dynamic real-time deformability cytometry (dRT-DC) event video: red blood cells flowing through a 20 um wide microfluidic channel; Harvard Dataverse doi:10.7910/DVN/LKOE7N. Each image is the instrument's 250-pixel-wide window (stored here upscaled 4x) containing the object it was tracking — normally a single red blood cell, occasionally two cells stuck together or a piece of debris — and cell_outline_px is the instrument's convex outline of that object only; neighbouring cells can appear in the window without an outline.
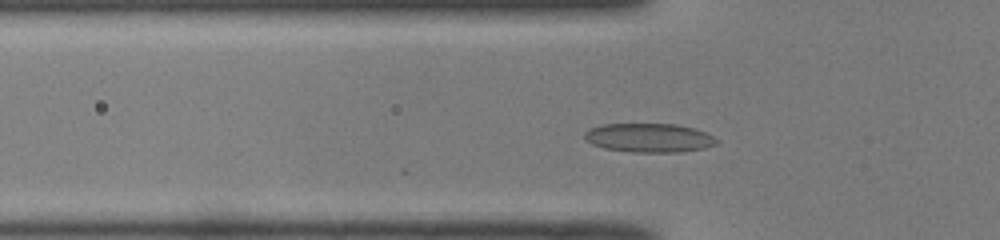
{"species": "common noctule bat (a hibernating species)", "species_latin": "Nyctalus noctula", "temperature_condition": "room temperature", "stored_images_in_passage": 44, "camera_frame_rate_fps": 3000, "um_per_image_px": 0.085, "animal": {"sex": "male", "body_mass_g": 19.0, "forearm_length_mm": 50.8}, "frame": {"image": 1, "passage_image": 10, "time_ms": 3.0, "image_size_px": [1000, 240], "cell_outline_px": [[720, 140], [716, 144], [704, 148], [680, 152], [632, 152], [604, 148], [592, 144], [584, 136], [584, 132], [588, 128], [600, 124], [676, 124], [692, 128], [704, 132]], "centroid_in_image_um": [55.15, 11.71], "position_along_channel_um": 70.7, "area_um2": 22.25}}
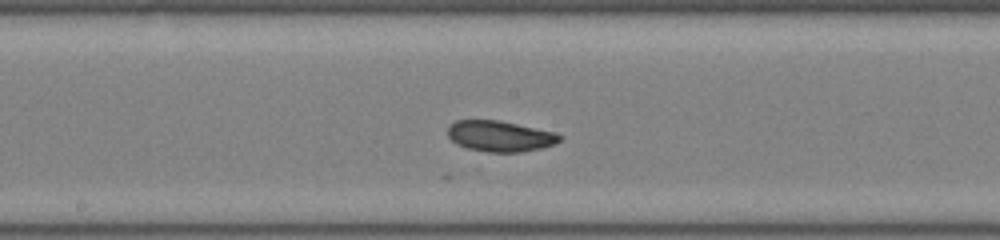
{"frame": {"image": 2, "passage_image": 20, "time_ms": 6.333, "image_size_px": [1000, 240], "cell_outline_px": [[560, 140], [556, 144], [540, 148], [520, 152], [476, 152], [456, 144], [448, 136], [448, 128], [456, 120], [500, 120], [556, 132], [560, 136]], "centroid_in_image_um": [42.48, 11.58], "position_along_channel_um": 205.7, "area_um2": 20.29}}
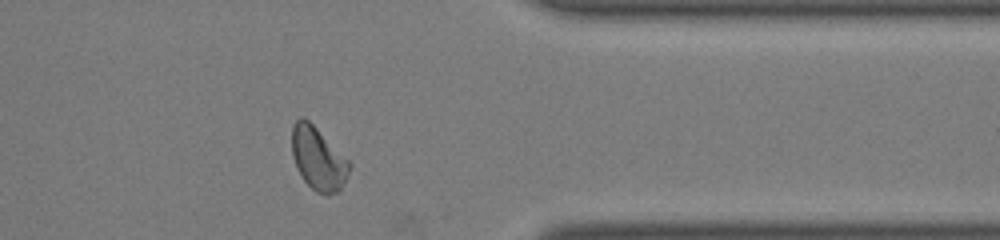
{"frame": {"image": 3, "passage_image": 34, "time_ms": 11.0, "image_size_px": [1000, 240], "cell_outline_px": [[352, 164], [344, 184], [336, 192], [328, 196], [316, 192], [304, 180], [296, 168], [292, 156], [292, 124], [300, 116], [304, 116]], "centroid_in_image_um": [27.02, 13.49], "position_along_channel_um": 384.4, "area_um2": 20.98}}